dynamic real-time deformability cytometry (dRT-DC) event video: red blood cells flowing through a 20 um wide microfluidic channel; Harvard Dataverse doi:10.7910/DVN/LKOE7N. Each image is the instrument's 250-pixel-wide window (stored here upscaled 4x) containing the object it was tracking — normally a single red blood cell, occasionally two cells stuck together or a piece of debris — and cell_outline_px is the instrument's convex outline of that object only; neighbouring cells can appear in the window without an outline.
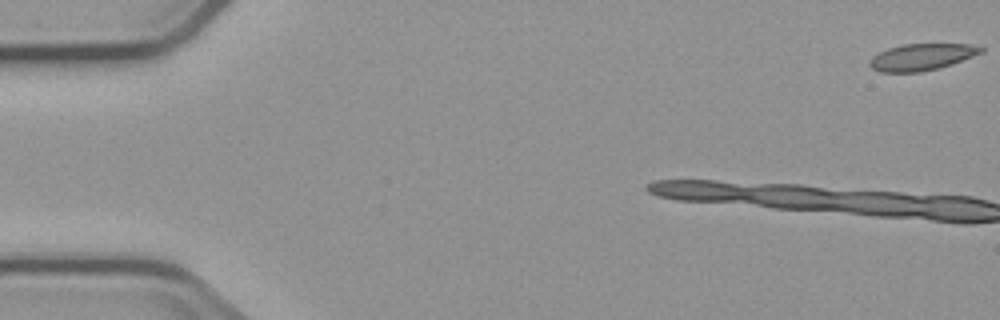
{"species": "common noctule bat (a hibernating species)", "species_latin": "Nyctalus noctula", "temperature_condition": "cold", "stored_images_in_passage": 5, "camera_frame_rate_fps": 3000, "um_per_image_px": 0.085, "animal": {"sex": "male", "body_mass_g": 23.1, "forearm_length_mm": 52.7}, "frame": {"image": 1, "passage_image": 1, "time_ms": 0.0, "image_size_px": [1000, 320], "cell_outline_px": [[984, 52], [952, 64], [920, 72], [880, 72], [872, 68], [868, 64], [872, 56], [888, 48], [904, 44], [968, 44], [984, 48]], "centroid_in_image_um": [78.33, 4.84], "position_along_channel_um": 6.7, "area_um2": 17.17}}